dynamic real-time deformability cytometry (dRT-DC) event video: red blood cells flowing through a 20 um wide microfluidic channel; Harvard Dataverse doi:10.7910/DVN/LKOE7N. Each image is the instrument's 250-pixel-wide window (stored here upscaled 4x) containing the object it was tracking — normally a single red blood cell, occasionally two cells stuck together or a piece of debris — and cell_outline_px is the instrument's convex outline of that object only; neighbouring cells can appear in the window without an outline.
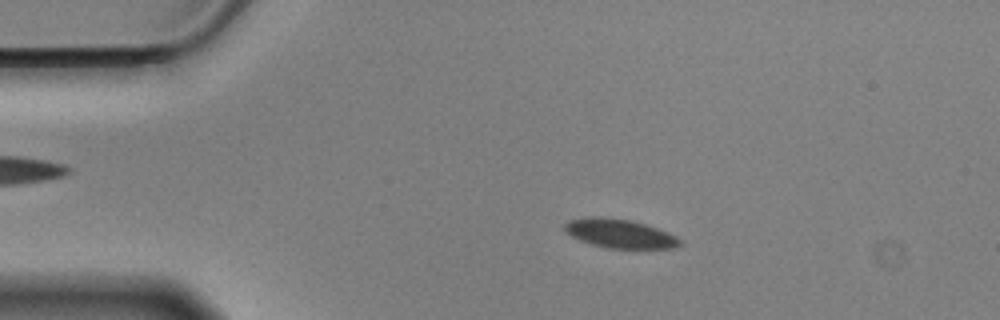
{"species": "Egyptian fruit bat (a non-hibernating species)", "species_latin": "Rousettus aegyptiacus", "temperature_condition": "cold", "stored_images_in_passage": 56, "camera_frame_rate_fps": 3000, "um_per_image_px": 0.085, "animal": {"sex": "male"}, "frame": {"image": 1, "passage_image": 10, "time_ms": 3.0, "image_size_px": [1000, 320], "cell_outline_px": [[684, 240], [680, 244], [672, 248], [608, 248], [592, 244], [580, 240], [572, 236], [564, 228], [564, 224], [568, 220], [588, 216], [600, 216], [628, 220], [644, 224], [656, 228], [676, 236]], "centroid_in_image_um": [52.66, 19.84], "position_along_channel_um": 32.3, "area_um2": 19.19}}
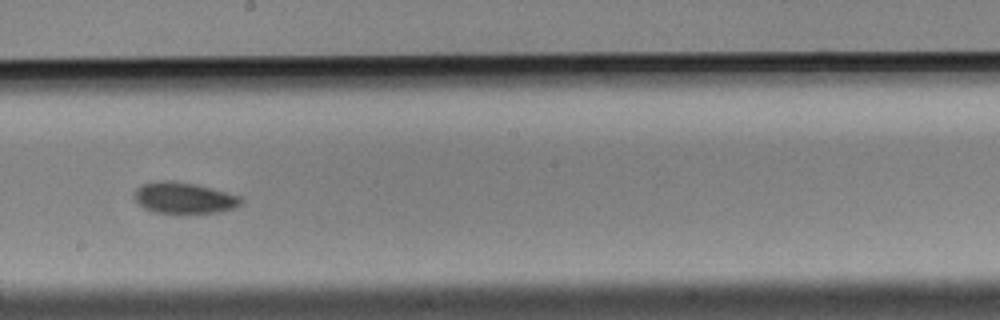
{"frame": {"image": 2, "passage_image": 31, "time_ms": 10.0, "image_size_px": [1000, 320], "cell_outline_px": [[244, 200], [236, 208], [220, 212], [152, 212], [144, 208], [136, 200], [136, 188], [140, 184], [156, 180], [172, 180], [196, 184], [240, 196]], "centroid_in_image_um": [15.64, 16.8], "position_along_channel_um": 232.6, "area_um2": 19.25}}
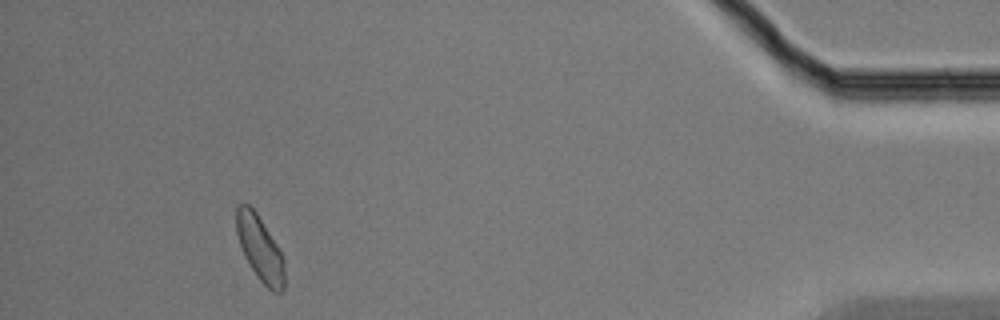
{"frame": {"image": 3, "passage_image": 52, "time_ms": 17.0, "image_size_px": [1000, 320], "cell_outline_px": [[284, 292], [272, 292], [260, 280], [244, 256], [236, 232], [236, 208], [240, 204], [248, 204], [256, 212], [276, 244], [284, 260]], "centroid_in_image_um": [22.09, 21.13], "position_along_channel_um": 413.1, "area_um2": 17.92}, "authors_computed_cell_mechanics": {"area_um2": 19.3919, "velocity_mm_per_s": 3.4815, "shape_relaxation_time_tau1_ms": 5.302, "shape_relaxation_time_tau2_ms": 5.0481, "deformation_change_tau1": 0.0764, "deformation_change_tau2": 0.0804}}